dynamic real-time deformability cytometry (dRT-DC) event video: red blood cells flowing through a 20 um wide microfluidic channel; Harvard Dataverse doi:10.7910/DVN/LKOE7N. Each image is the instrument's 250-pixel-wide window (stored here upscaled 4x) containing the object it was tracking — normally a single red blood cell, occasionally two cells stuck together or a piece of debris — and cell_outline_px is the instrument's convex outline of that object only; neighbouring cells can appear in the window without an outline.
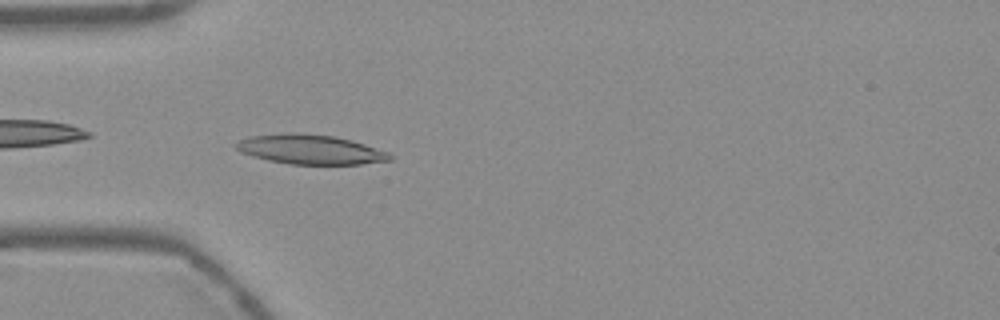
{"species": "Egyptian fruit bat (a non-hibernating species)", "species_latin": "Rousettus aegyptiacus", "temperature_condition": "warm", "stored_images_in_passage": 40, "camera_frame_rate_fps": 3000, "um_per_image_px": 0.085, "frame": {"image": 1, "passage_image": 2, "time_ms": 0.333, "image_size_px": [1000, 320], "cell_outline_px": [[392, 160], [360, 164], [292, 164], [268, 160], [252, 156], [240, 152], [232, 144], [240, 140], [252, 136], [332, 136], [352, 140], [388, 152], [392, 156]], "centroid_in_image_um": [26.43, 12.76], "position_along_channel_um": 58.6, "area_um2": 25.14}}
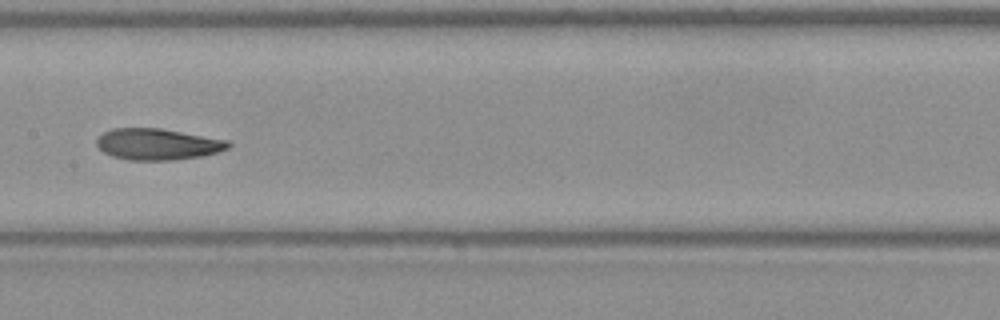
{"frame": {"image": 2, "passage_image": 13, "time_ms": 4.0, "image_size_px": [1000, 320], "cell_outline_px": [[232, 144], [228, 148], [216, 152], [200, 156], [176, 160], [128, 160], [112, 156], [104, 152], [96, 144], [96, 140], [104, 132], [112, 128], [160, 128], [228, 140]], "centroid_in_image_um": [13.39, 12.26], "position_along_channel_um": 194.0, "area_um2": 23.93}}
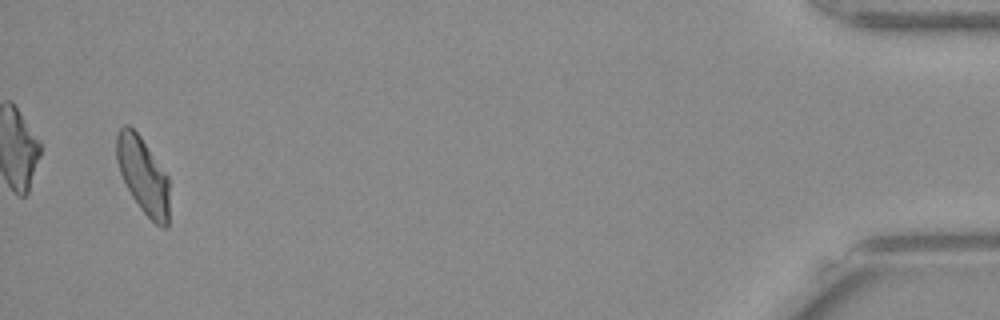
{"frame": {"image": 3, "passage_image": 38, "time_ms": 12.333, "image_size_px": [1000, 320], "cell_outline_px": [[168, 224], [164, 228], [156, 224], [140, 208], [132, 196], [120, 172], [116, 160], [116, 136], [120, 128], [124, 124], [128, 124], [140, 136], [168, 176]], "centroid_in_image_um": [12.14, 14.88], "position_along_channel_um": 423.1, "area_um2": 23.12}, "authors_computed_cell_mechanics": {"area_um2": 23.8714, "velocity_mm_per_s": 3.7678, "shape_relaxation_time_tau1_ms": 7.4504, "shape_relaxation_time_tau2_ms": 3.1623, "deformation_change_tau1": 0.2071, "deformation_change_tau2": 0.0853}}